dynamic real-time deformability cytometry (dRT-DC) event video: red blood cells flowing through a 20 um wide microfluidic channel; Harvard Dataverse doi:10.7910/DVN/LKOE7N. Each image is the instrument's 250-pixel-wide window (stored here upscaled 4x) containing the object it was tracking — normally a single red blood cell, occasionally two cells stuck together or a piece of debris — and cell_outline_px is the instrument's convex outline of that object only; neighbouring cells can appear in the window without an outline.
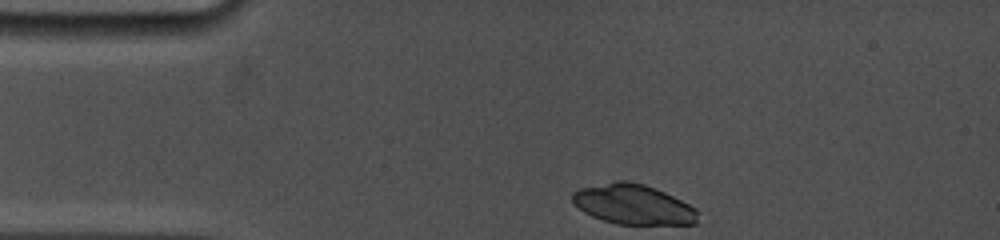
{"species": "common noctule bat (a hibernating species)", "species_latin": "Nyctalus noctula", "temperature_condition": "cold", "stored_images_in_passage": 8, "camera_frame_rate_fps": 5000, "um_per_image_px": 0.085, "animal": {"sex": "female", "body_mass_g": 19.0, "forearm_length_mm": 53.3}, "frame": {"image": 1, "passage_image": 1, "time_ms": 0.0, "image_size_px": [1000, 240], "cell_outline_px": [[696, 224], [616, 224], [592, 216], [584, 212], [572, 200], [572, 192], [580, 188], [616, 180], [628, 180], [644, 184], [656, 188], [696, 208]], "centroid_in_image_um": [53.8, 17.36], "position_along_channel_um": 31.2, "area_um2": 29.02}}